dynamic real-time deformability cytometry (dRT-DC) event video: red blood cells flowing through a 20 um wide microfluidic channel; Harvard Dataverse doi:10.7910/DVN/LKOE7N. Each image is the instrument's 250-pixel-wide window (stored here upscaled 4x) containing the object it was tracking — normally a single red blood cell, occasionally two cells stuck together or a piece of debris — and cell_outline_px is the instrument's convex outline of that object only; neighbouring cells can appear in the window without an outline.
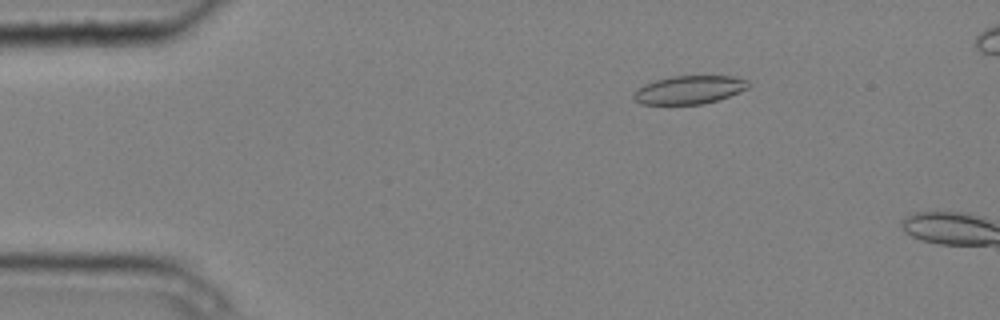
{"species": "common noctule bat (a hibernating species)", "species_latin": "Nyctalus noctula", "temperature_condition": "cold", "stored_images_in_passage": 3, "camera_frame_rate_fps": 3000, "um_per_image_px": 0.085, "animal": {"sex": "male", "body_mass_g": 20.4}, "frame": {"image": 1, "passage_image": 2, "time_ms": 0.333, "image_size_px": [1000, 320], "cell_outline_px": [[752, 84], [748, 88], [740, 92], [720, 100], [704, 104], [640, 104], [632, 96], [644, 84], [656, 80], [672, 76], [732, 76], [748, 80]], "centroid_in_image_um": [58.66, 7.63], "position_along_channel_um": 26.3, "area_um2": 18.96}}